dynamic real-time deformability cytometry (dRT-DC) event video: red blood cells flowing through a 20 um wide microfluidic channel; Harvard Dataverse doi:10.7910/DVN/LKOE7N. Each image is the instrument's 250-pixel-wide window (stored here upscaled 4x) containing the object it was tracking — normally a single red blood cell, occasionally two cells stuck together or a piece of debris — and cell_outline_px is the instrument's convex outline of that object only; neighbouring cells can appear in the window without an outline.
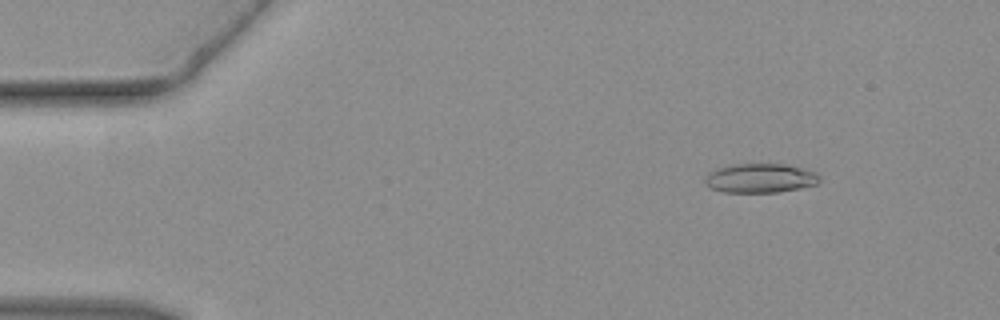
{"species": "common noctule bat (a hibernating species)", "species_latin": "Nyctalus noctula", "temperature_condition": "warm", "stored_images_in_passage": 43, "camera_frame_rate_fps": 3000, "um_per_image_px": 0.085, "animal": {"sex": "female", "body_mass_g": 19.3, "forearm_length_mm": 54.1}, "frame": {"image": 1, "passage_image": 3, "time_ms": 0.667, "image_size_px": [1000, 320], "cell_outline_px": [[820, 180], [816, 184], [800, 188], [776, 192], [724, 192], [708, 188], [704, 184], [704, 180], [708, 172], [716, 168], [736, 164], [784, 164], [816, 172], [820, 176]], "centroid_in_image_um": [64.57, 15.15], "position_along_channel_um": 20.4, "area_um2": 19.54}}
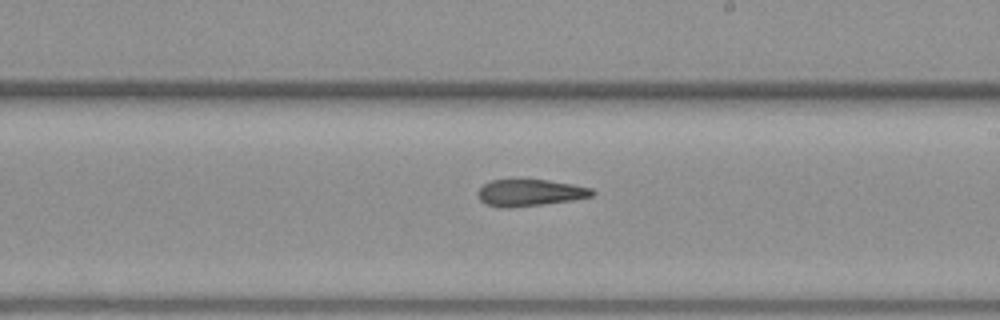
{"frame": {"image": 2, "passage_image": 24, "time_ms": 7.667, "image_size_px": [1000, 320], "cell_outline_px": [[596, 192], [592, 196], [572, 200], [544, 204], [508, 208], [500, 208], [484, 204], [480, 200], [476, 192], [484, 184], [492, 180], [548, 180], [572, 184], [592, 188]], "centroid_in_image_um": [45.02, 16.39], "position_along_channel_um": 244.0, "area_um2": 17.86}}
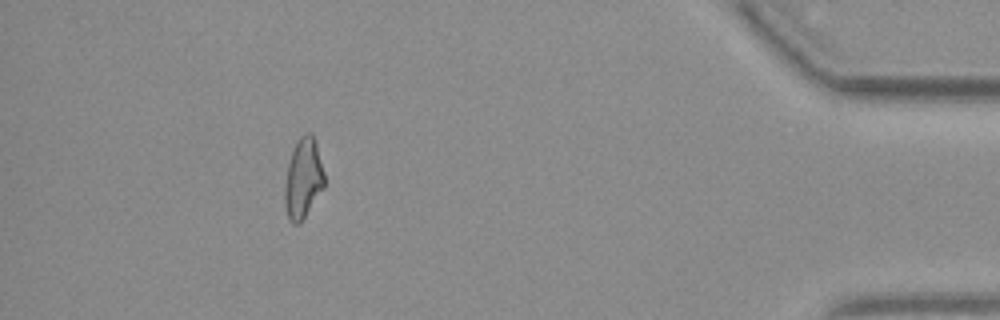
{"frame": {"image": 3, "passage_image": 39, "time_ms": 12.667, "image_size_px": [1000, 320], "cell_outline_px": [[324, 188], [300, 224], [292, 224], [288, 220], [284, 204], [284, 188], [288, 164], [292, 152], [300, 136], [304, 132], [312, 132], [316, 144], [324, 172]], "centroid_in_image_um": [25.76, 15.21], "position_along_channel_um": 409.4, "area_um2": 18.61}}